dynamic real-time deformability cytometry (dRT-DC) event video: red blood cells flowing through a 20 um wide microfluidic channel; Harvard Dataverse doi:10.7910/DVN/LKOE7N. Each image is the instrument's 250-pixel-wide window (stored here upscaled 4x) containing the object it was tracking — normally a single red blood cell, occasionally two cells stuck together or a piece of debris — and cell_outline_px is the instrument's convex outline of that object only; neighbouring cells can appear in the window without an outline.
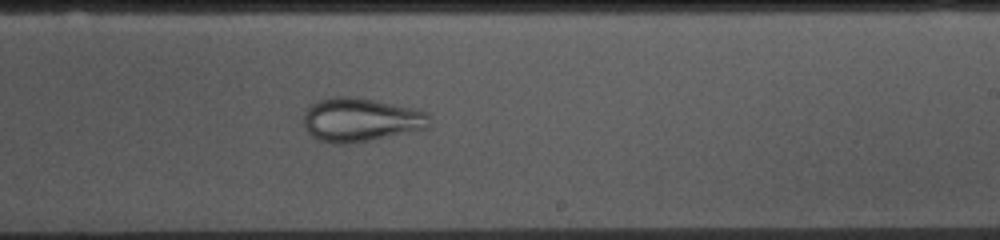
{"species": "common noctule bat (a hibernating species)", "species_latin": "Nyctalus noctula", "temperature_condition": "cold", "stored_images_in_passage": 54, "camera_frame_rate_fps": 3000, "um_per_image_px": 0.085, "animal": {"sex": "female", "body_mass_g": 10.0, "forearm_length_mm": 53.1}, "frame": {"image": 1, "passage_image": 31, "time_ms": 10.0, "image_size_px": [1000, 240], "cell_outline_px": [[428, 128], [348, 144], [332, 144], [316, 140], [308, 132], [304, 124], [304, 112], [316, 100], [332, 96], [356, 96], [416, 108], [428, 112]], "centroid_in_image_um": [30.62, 10.16], "position_along_channel_um": 258.4, "area_um2": 32.31}}
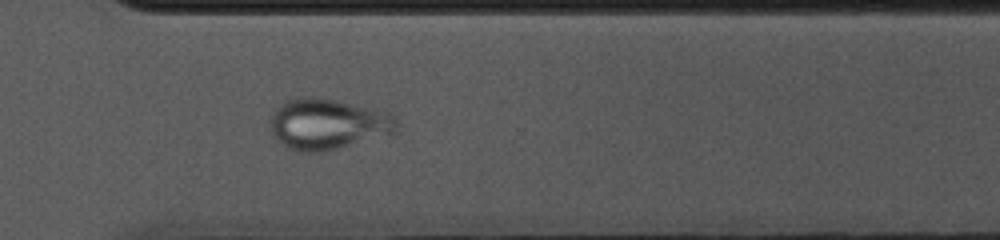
{"frame": {"image": 2, "passage_image": 38, "time_ms": 12.333, "image_size_px": [1000, 240], "cell_outline_px": [[396, 128], [392, 132], [336, 148], [320, 152], [308, 152], [292, 148], [276, 140], [268, 128], [268, 124], [272, 112], [284, 100], [304, 96], [308, 96], [336, 100], [392, 112], [396, 116]], "centroid_in_image_um": [27.78, 10.5], "position_along_channel_um": 342.8, "area_um2": 37.11}}
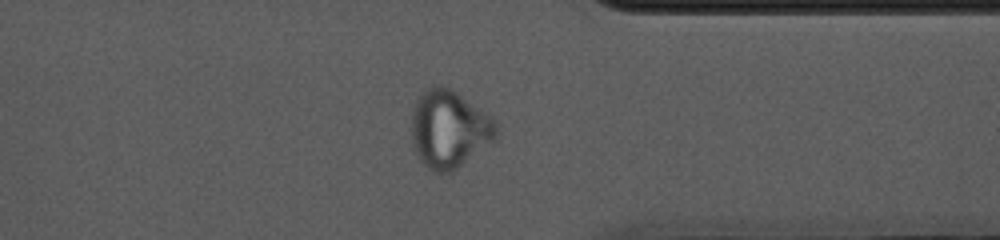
{"frame": {"image": 3, "passage_image": 41, "time_ms": 13.333, "image_size_px": [1000, 240], "cell_outline_px": [[496, 140], [452, 172], [432, 172], [416, 156], [412, 144], [412, 108], [416, 100], [424, 88], [436, 84], [440, 84], [456, 92], [492, 116], [496, 120]], "centroid_in_image_um": [38.16, 10.97], "position_along_channel_um": 373.2, "area_um2": 38.78}}